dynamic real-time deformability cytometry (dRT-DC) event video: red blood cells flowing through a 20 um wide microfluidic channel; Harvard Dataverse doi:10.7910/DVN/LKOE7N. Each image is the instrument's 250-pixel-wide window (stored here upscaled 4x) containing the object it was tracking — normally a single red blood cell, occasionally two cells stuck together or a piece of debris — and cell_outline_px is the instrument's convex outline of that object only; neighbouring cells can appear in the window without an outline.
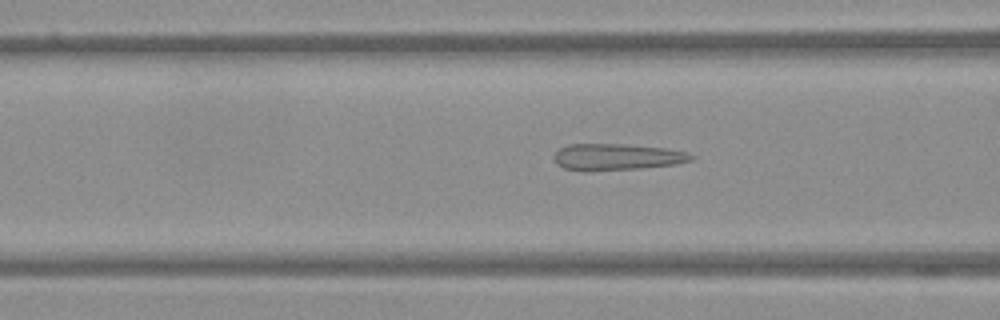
{"species": "Egyptian fruit bat (a non-hibernating species)", "species_latin": "Rousettus aegyptiacus", "temperature_condition": "warm", "stored_images_in_passage": 51, "camera_frame_rate_fps": 3000, "um_per_image_px": 0.085, "frame": {"image": 1, "passage_image": 19, "time_ms": 6.0, "image_size_px": [1000, 320], "cell_outline_px": [[696, 156], [692, 160], [676, 164], [640, 168], [592, 172], [580, 172], [564, 168], [556, 164], [552, 156], [560, 148], [568, 144], [624, 144], [668, 148], [688, 152]], "centroid_in_image_um": [52.41, 13.35], "position_along_channel_um": 114.2, "area_um2": 21.73}}
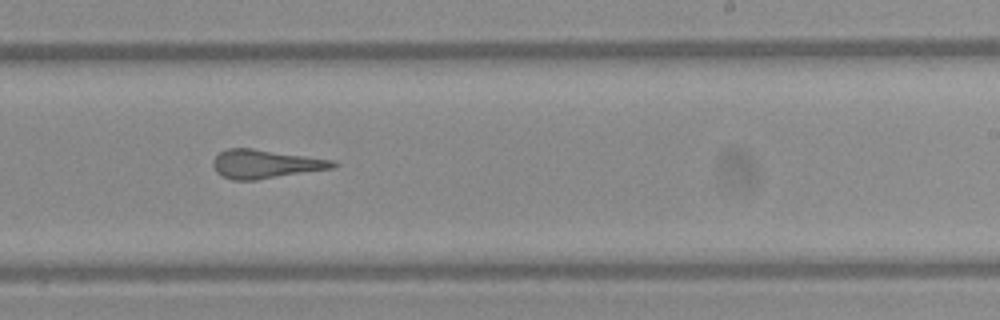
{"frame": {"image": 2, "passage_image": 31, "time_ms": 10.0, "image_size_px": [1000, 320], "cell_outline_px": [[340, 164], [332, 168], [256, 180], [232, 180], [216, 172], [212, 164], [212, 160], [220, 152], [228, 148], [252, 148], [336, 160]], "centroid_in_image_um": [22.57, 13.93], "position_along_channel_um": 266.4, "area_um2": 20.06}}
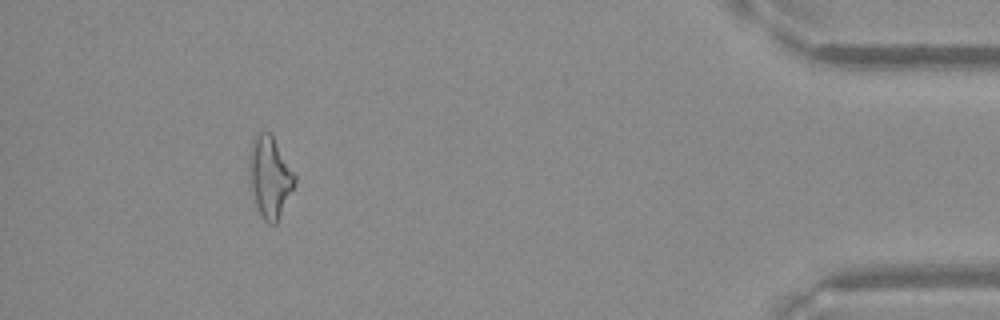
{"frame": {"image": 3, "passage_image": 47, "time_ms": 15.333, "image_size_px": [1000, 320], "cell_outline_px": [[296, 180], [276, 224], [268, 224], [260, 216], [256, 204], [248, 172], [248, 156], [252, 140], [260, 132], [268, 132], [272, 136], [296, 176]], "centroid_in_image_um": [22.9, 15.04], "position_along_channel_um": 412.3, "area_um2": 21.1}}